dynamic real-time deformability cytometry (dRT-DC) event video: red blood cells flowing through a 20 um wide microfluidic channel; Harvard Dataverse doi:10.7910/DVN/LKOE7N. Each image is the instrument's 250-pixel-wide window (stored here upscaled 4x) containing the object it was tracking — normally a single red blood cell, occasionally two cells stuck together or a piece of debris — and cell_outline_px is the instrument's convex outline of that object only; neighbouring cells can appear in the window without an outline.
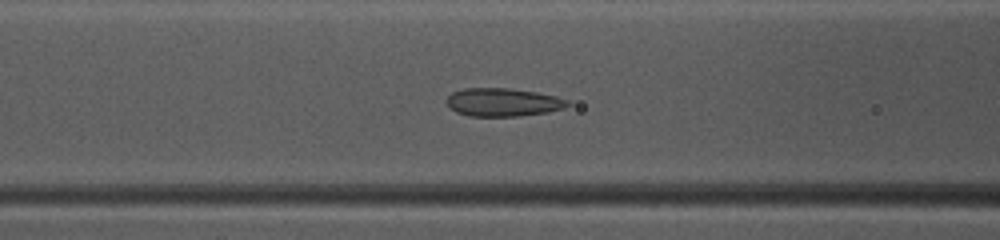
{"species": "common noctule bat (a hibernating species)", "species_latin": "Nyctalus noctula", "temperature_condition": "warm", "stored_images_in_passage": 38, "camera_frame_rate_fps": 3000, "um_per_image_px": 0.085, "animal": {"sex": "female", "body_mass_g": 10.0, "forearm_length_mm": 53.1}, "frame": {"image": 1, "passage_image": 10, "time_ms": 3.0, "image_size_px": [1000, 240], "cell_outline_px": [[572, 104], [564, 108], [548, 112], [520, 116], [468, 116], [456, 112], [444, 100], [452, 92], [464, 88], [512, 88], [536, 92], [556, 96], [568, 100]], "centroid_in_image_um": [42.77, 8.69], "position_along_channel_um": 123.8, "area_um2": 20.06}}
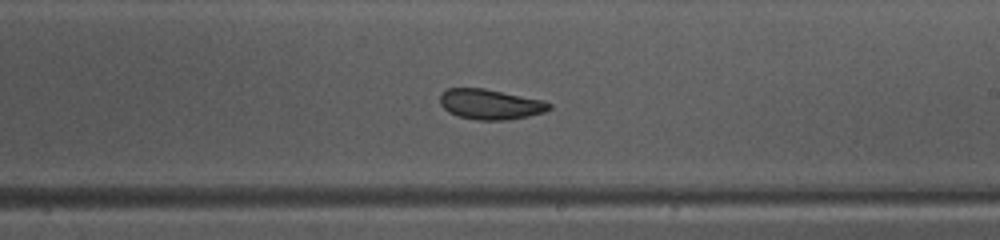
{"frame": {"image": 2, "passage_image": 19, "time_ms": 6.0, "image_size_px": [1000, 240], "cell_outline_px": [[552, 108], [544, 112], [528, 116], [508, 120], [480, 120], [456, 116], [448, 112], [440, 104], [440, 96], [448, 88], [484, 88], [544, 100], [552, 104]], "centroid_in_image_um": [41.69, 8.87], "position_along_channel_um": 247.3, "area_um2": 19.31}}
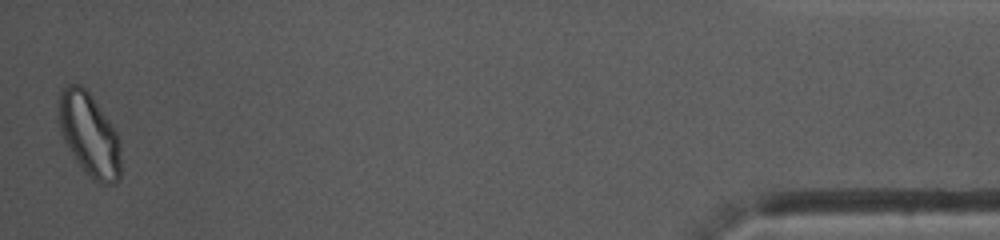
{"frame": {"image": 3, "passage_image": 38, "time_ms": 12.333, "image_size_px": [1000, 240], "cell_outline_px": [[120, 180], [116, 184], [100, 184], [92, 180], [76, 160], [68, 148], [60, 132], [56, 100], [60, 88], [68, 84], [80, 84], [92, 96], [116, 132], [120, 144]], "centroid_in_image_um": [7.55, 11.43], "position_along_channel_um": 427.6, "area_um2": 30.52}, "authors_computed_cell_mechanics": {"area_um2": 20.4034, "velocity_mm_per_s": 4.1114, "shape_relaxation_time_tau1_ms": 9.1239, "shape_relaxation_time_tau2_ms": 1.6854, "deformation_change_tau1": 0.1544, "deformation_change_tau2": 0.0335}}